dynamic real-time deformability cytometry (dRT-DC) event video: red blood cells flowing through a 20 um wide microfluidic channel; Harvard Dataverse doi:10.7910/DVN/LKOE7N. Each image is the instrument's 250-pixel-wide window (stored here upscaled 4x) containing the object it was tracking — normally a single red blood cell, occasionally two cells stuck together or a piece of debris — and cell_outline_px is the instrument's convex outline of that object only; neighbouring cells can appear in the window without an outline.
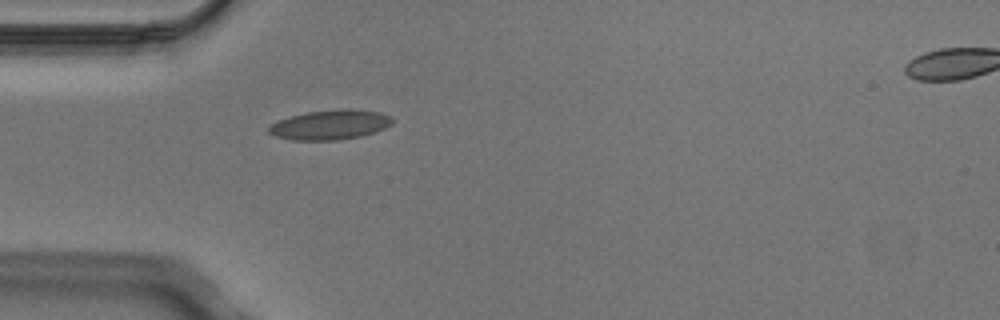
{"species": "Egyptian fruit bat (a non-hibernating species)", "species_latin": "Rousettus aegyptiacus", "temperature_condition": "cold", "stored_images_in_passage": 5, "segment_of_instrument_passage": [1, 2], "camera_frame_rate_fps": 3000, "um_per_image_px": 0.085, "animal": {"sex": "male"}, "frame": {"image": 1, "passage_image": 4, "time_ms": 1.0, "image_size_px": [1000, 320], "cell_outline_px": [[392, 124], [376, 132], [360, 136], [336, 140], [292, 140], [276, 136], [268, 132], [268, 128], [272, 124], [280, 120], [292, 116], [308, 112], [340, 108], [352, 108], [380, 112], [392, 116]], "centroid_in_image_um": [28.11, 10.59], "position_along_channel_um": 56.9, "area_um2": 21.39}}